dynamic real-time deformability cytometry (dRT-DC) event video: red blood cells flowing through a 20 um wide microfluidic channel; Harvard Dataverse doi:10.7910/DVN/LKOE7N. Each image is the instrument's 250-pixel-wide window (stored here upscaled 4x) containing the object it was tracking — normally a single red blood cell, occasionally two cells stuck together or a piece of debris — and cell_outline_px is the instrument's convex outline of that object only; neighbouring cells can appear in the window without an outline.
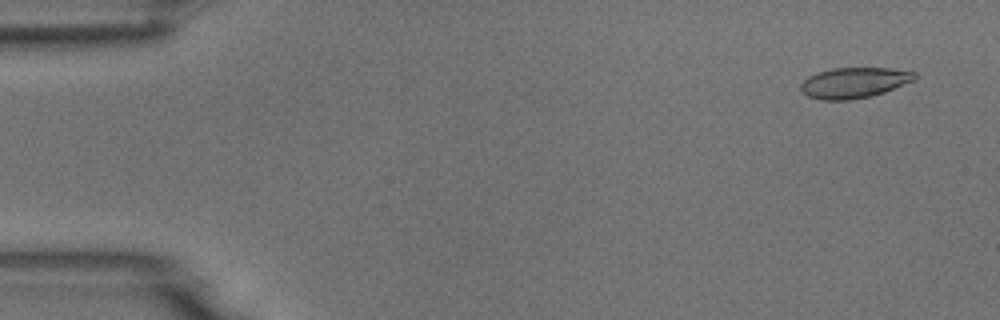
{"species": "common noctule bat (a hibernating species)", "species_latin": "Nyctalus noctula", "temperature_condition": "room temperature", "stored_images_in_passage": 5, "camera_frame_rate_fps": 3000, "um_per_image_px": 0.085, "animal": {"sex": "male", "body_mass_g": 18.8}, "frame": {"image": 1, "passage_image": 1, "time_ms": 0.0, "image_size_px": [1000, 320], "cell_outline_px": [[916, 80], [884, 92], [872, 96], [848, 100], [820, 100], [808, 96], [800, 88], [800, 84], [808, 76], [816, 72], [832, 68], [892, 68], [916, 72]], "centroid_in_image_um": [72.61, 7.02], "position_along_channel_um": 12.4, "area_um2": 20.46}}
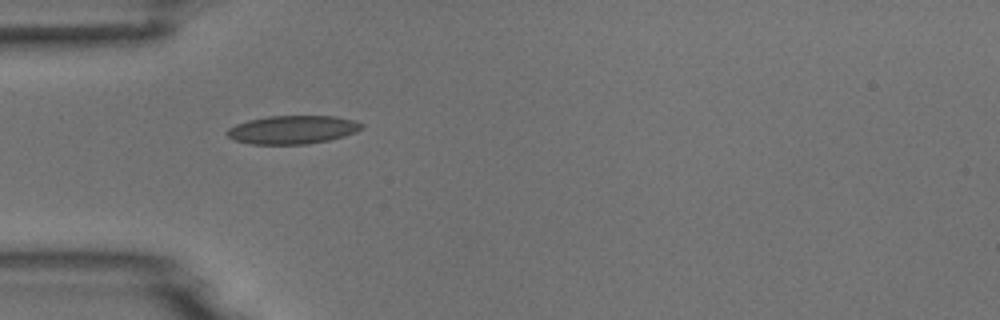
{"frame": {"image": 2, "passage_image": 4, "time_ms": 4.333, "image_size_px": [1000, 320], "cell_outline_px": [[364, 128], [356, 132], [344, 136], [328, 140], [308, 144], [252, 144], [232, 140], [224, 132], [228, 128], [236, 124], [248, 120], [268, 116], [336, 116], [356, 120], [364, 124]], "centroid_in_image_um": [24.88, 11.02], "position_along_channel_um": 60.1, "area_um2": 22.48}}